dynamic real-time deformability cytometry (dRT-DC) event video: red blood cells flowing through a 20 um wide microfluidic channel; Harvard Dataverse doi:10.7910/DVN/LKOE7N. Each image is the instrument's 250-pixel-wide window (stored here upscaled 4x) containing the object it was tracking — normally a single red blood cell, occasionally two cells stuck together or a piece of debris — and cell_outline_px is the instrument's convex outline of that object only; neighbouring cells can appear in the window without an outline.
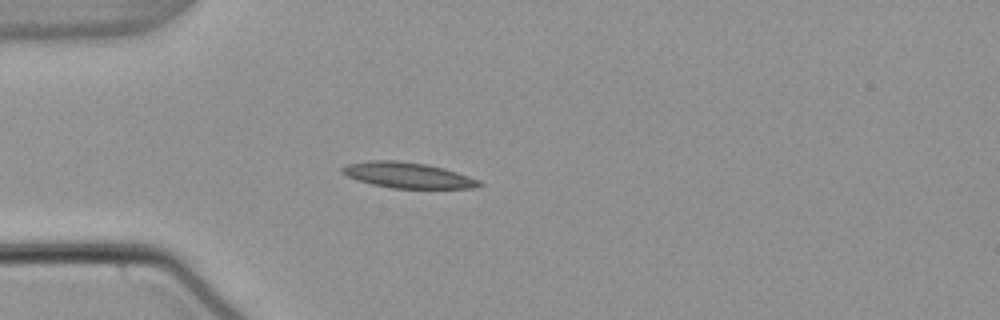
{"species": "common noctule bat (a hibernating species)", "species_latin": "Nyctalus noctula", "temperature_condition": "warm", "stored_images_in_passage": 49, "camera_frame_rate_fps": 3000, "um_per_image_px": 0.085, "animal": {"sex": "male", "body_mass_g": 21.5, "forearm_length_mm": 52.0}, "frame": {"image": 1, "passage_image": 10, "time_ms": 3.0, "image_size_px": [1000, 320], "cell_outline_px": [[484, 184], [472, 188], [392, 188], [372, 184], [356, 180], [340, 172], [340, 168], [344, 164], [368, 160], [396, 160], [428, 164], [444, 168], [480, 180]], "centroid_in_image_um": [34.6, 14.88], "position_along_channel_um": 50.4, "area_um2": 20.63}}
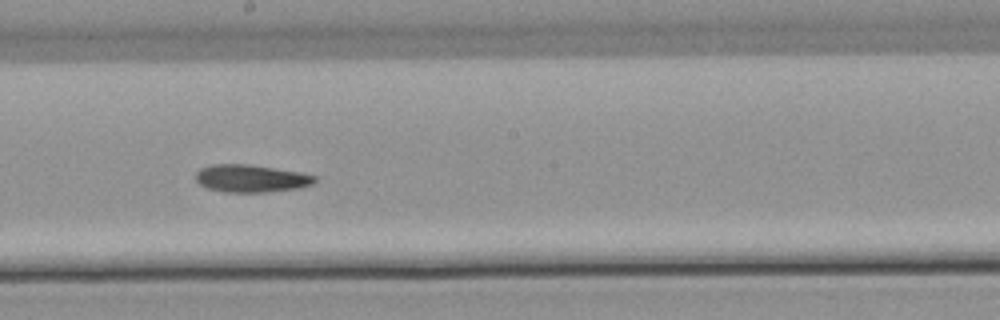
{"frame": {"image": 2, "passage_image": 25, "time_ms": 8.0, "image_size_px": [1000, 320], "cell_outline_px": [[316, 180], [312, 184], [296, 188], [264, 192], [224, 192], [208, 188], [200, 184], [196, 180], [196, 172], [200, 168], [212, 164], [248, 164], [300, 172], [316, 176]], "centroid_in_image_um": [21.31, 15.16], "position_along_channel_um": 226.9, "area_um2": 18.96}}
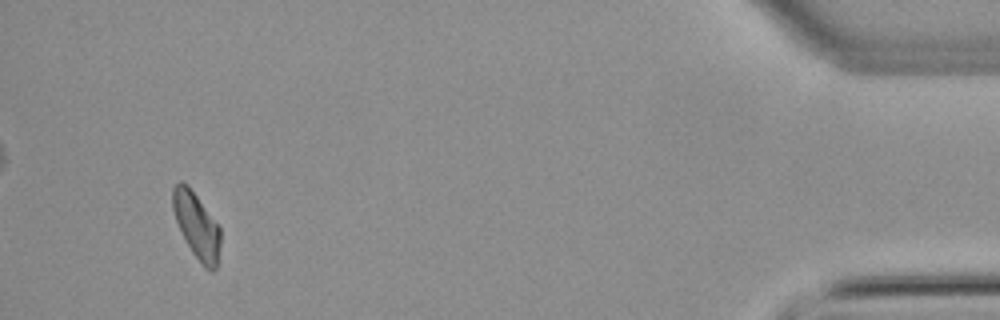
{"frame": {"image": 3, "passage_image": 46, "time_ms": 15.0, "image_size_px": [1000, 320], "cell_outline_px": [[220, 244], [216, 268], [212, 272], [204, 268], [192, 252], [176, 220], [172, 208], [172, 188], [180, 180], [188, 184], [220, 228]], "centroid_in_image_um": [16.7, 19.16], "position_along_channel_um": 418.5, "area_um2": 18.03}}